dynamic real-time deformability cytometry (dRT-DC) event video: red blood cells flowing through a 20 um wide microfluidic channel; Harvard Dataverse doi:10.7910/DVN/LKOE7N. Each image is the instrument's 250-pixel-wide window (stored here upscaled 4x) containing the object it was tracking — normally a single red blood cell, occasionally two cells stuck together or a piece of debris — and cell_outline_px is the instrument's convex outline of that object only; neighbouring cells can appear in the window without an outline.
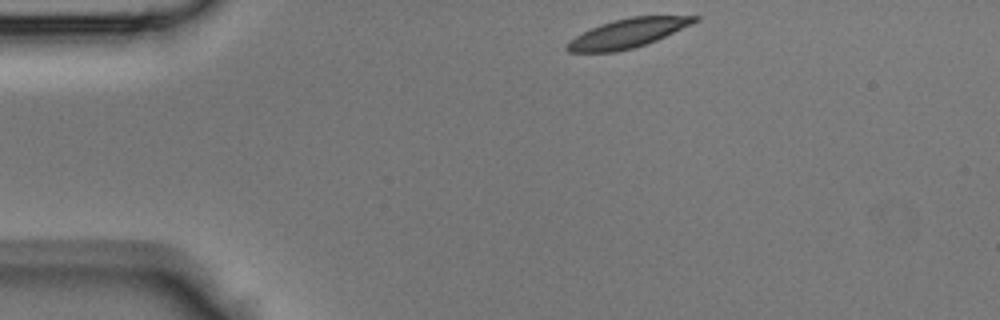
{"species": "Egyptian fruit bat (a non-hibernating species)", "species_latin": "Rousettus aegyptiacus", "temperature_condition": "room temperature", "stored_images_in_passage": 37, "camera_frame_rate_fps": 3000, "um_per_image_px": 0.085, "animal": {"sex": "male"}, "frame": {"image": 1, "passage_image": 1, "time_ms": 0.0, "image_size_px": [1000, 320], "cell_outline_px": [[700, 20], [692, 24], [656, 40], [632, 48], [616, 52], [568, 52], [564, 48], [576, 36], [600, 24], [612, 20], [632, 16], [700, 16]], "centroid_in_image_um": [53.37, 2.81], "position_along_channel_um": 31.6, "area_um2": 21.27}}
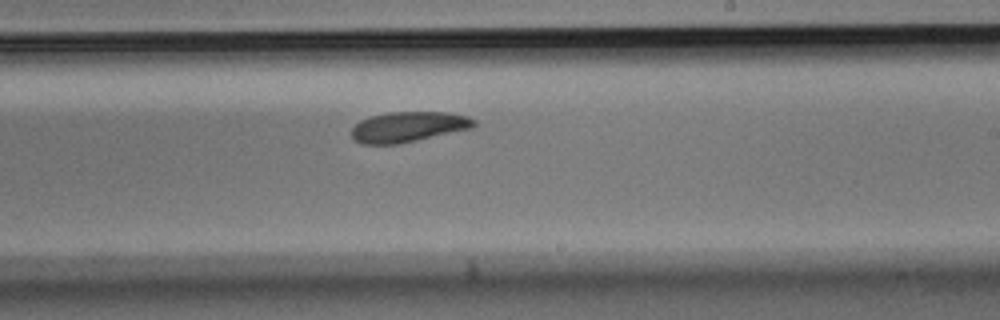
{"frame": {"image": 2, "passage_image": 19, "time_ms": 6.0, "image_size_px": [1000, 320], "cell_outline_px": [[476, 124], [472, 128], [400, 144], [360, 144], [352, 136], [352, 128], [360, 120], [372, 116], [388, 112], [448, 112], [468, 116], [476, 120]], "centroid_in_image_um": [34.72, 10.78], "position_along_channel_um": 254.3, "area_um2": 21.68}}
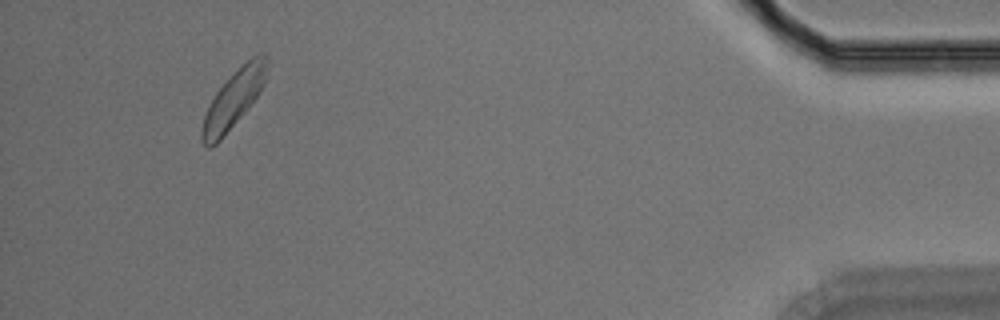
{"frame": {"image": 3, "passage_image": 34, "time_ms": 11.0, "image_size_px": [1000, 320], "cell_outline_px": [[268, 64], [264, 84], [256, 96], [240, 116], [220, 140], [216, 144], [208, 148], [200, 140], [200, 132], [204, 116], [216, 92], [252, 56], [260, 52], [268, 52]], "centroid_in_image_um": [19.86, 8.42], "position_along_channel_um": 415.3, "area_um2": 20.98}}